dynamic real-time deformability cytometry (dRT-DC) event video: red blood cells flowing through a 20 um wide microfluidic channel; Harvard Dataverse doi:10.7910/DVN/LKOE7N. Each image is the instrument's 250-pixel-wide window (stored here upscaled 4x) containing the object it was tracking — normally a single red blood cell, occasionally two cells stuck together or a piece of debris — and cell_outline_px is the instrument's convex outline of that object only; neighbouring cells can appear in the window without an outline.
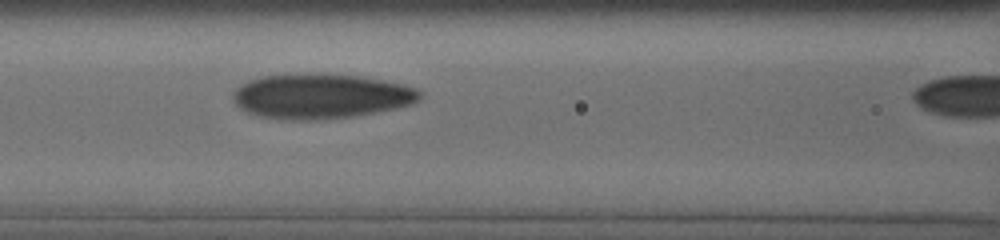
{"species": "human", "species_latin": "Homo sapiens", "temperature_condition": "cold", "stored_images_in_passage": 11, "camera_frame_rate_fps": 3000, "um_per_image_px": 0.085, "donor": {"sex": "male"}, "frame": {"image": 1, "passage_image": 10, "time_ms": 4.0, "image_size_px": [1000, 240], "cell_outline_px": [[420, 96], [416, 100], [408, 104], [392, 108], [352, 116], [316, 120], [296, 120], [260, 116], [248, 112], [240, 108], [232, 100], [232, 92], [236, 88], [248, 80], [264, 76], [360, 76], [384, 80], [404, 84], [420, 92]], "centroid_in_image_um": [27.21, 8.2], "position_along_channel_um": 139.4, "area_um2": 47.16}}